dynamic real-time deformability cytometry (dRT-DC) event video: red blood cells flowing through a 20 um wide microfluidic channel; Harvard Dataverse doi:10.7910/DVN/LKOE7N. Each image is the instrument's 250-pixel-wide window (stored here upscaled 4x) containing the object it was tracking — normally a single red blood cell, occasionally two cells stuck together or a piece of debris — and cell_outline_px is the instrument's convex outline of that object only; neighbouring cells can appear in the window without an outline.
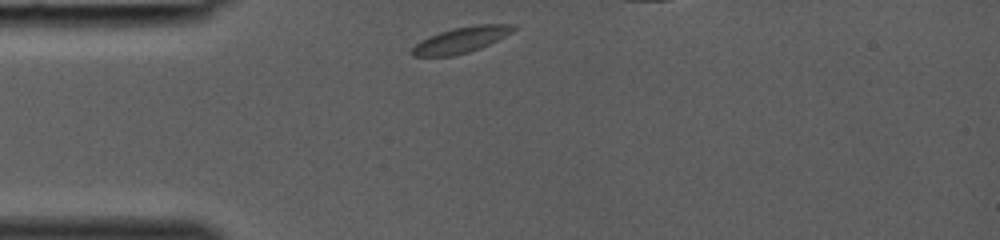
{"species": "common noctule bat (a hibernating species)", "species_latin": "Nyctalus noctula", "temperature_condition": "room temperature", "stored_images_in_passage": 4, "segment_of_instrument_passage": [1, 2], "camera_frame_rate_fps": 3000, "um_per_image_px": 0.085, "animal": {"sex": "female", "body_mass_g": 19.0, "forearm_length_mm": 53.3}, "frame": {"image": 1, "passage_image": 1, "time_ms": 0.0, "image_size_px": [1000, 240], "cell_outline_px": [[516, 28], [512, 32], [480, 48], [468, 52], [452, 56], [412, 56], [408, 52], [420, 40], [428, 36], [452, 28], [476, 24], [516, 24]], "centroid_in_image_um": [39.15, 3.38], "position_along_channel_um": 45.8, "area_um2": 15.26}}
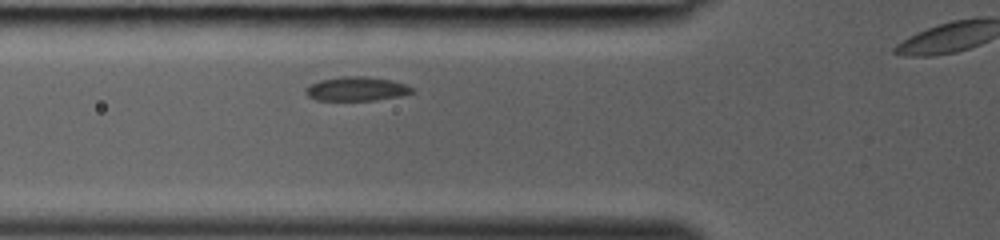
{"frame": {"image": 2, "passage_image": 3, "time_ms": 0.667, "image_size_px": [1000, 240], "cell_outline_px": [[416, 92], [400, 96], [372, 100], [316, 100], [308, 96], [304, 92], [312, 84], [320, 80], [340, 76], [364, 76], [392, 80], [404, 84], [412, 88]], "centroid_in_image_um": [30.32, 7.55], "position_along_channel_um": 95.5, "area_um2": 14.8}}